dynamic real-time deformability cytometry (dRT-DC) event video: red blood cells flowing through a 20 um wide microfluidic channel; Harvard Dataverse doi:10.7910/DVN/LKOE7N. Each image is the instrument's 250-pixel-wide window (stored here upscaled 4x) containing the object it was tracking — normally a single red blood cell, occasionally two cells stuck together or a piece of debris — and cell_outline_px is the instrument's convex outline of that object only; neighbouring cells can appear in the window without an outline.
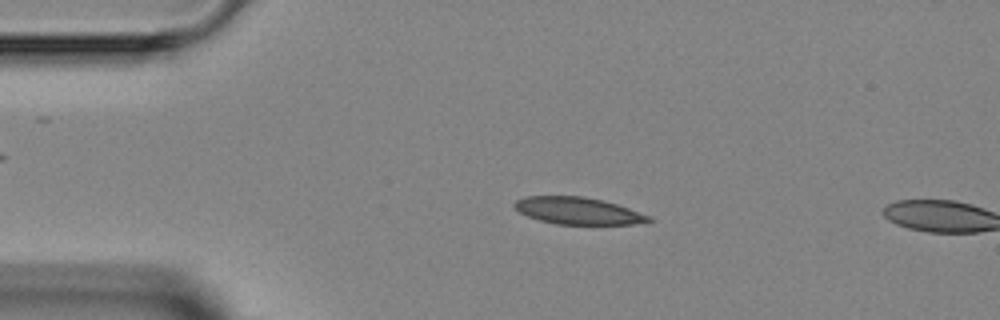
{"species": "Egyptian fruit bat (a non-hibernating species)", "species_latin": "Rousettus aegyptiacus", "temperature_condition": "room temperature", "stored_images_in_passage": 5, "camera_frame_rate_fps": 3000, "um_per_image_px": 0.085, "animal": {"sex": "female"}, "frame": {"image": 1, "passage_image": 4, "time_ms": 4.667, "image_size_px": [1000, 320], "cell_outline_px": [[656, 220], [648, 224], [556, 224], [540, 220], [528, 216], [520, 212], [512, 204], [516, 200], [524, 196], [584, 196], [604, 200], [652, 216]], "centroid_in_image_um": [49.21, 17.92], "position_along_channel_um": 35.8, "area_um2": 21.39}}